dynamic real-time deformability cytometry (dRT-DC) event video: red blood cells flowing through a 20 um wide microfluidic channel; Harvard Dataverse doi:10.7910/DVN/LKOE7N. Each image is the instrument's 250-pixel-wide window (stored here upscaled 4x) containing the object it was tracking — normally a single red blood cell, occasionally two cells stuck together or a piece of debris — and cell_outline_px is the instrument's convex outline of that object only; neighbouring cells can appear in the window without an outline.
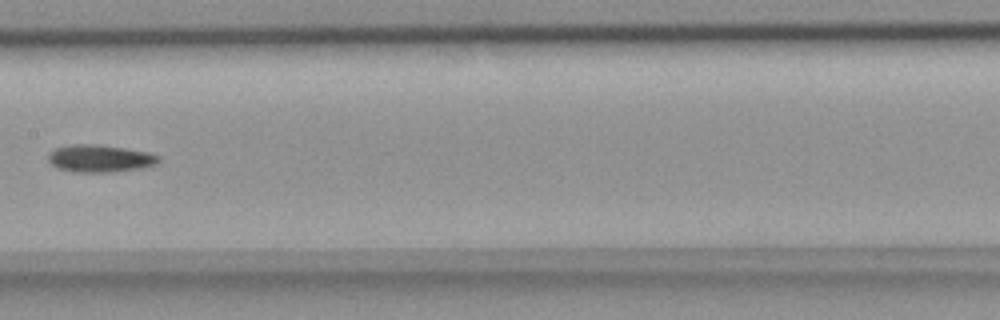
{"species": "common noctule bat (a hibernating species)", "species_latin": "Nyctalus noctula", "temperature_condition": "room temperature", "stored_images_in_passage": 8, "camera_frame_rate_fps": 3000, "um_per_image_px": 0.085, "animal": {"sex": "female", "body_mass_g": 18.4}, "frame": {"image": 1, "passage_image": 7, "time_ms": 2.0, "image_size_px": [1000, 320], "cell_outline_px": [[160, 160], [156, 164], [140, 168], [112, 172], [80, 172], [60, 168], [52, 164], [48, 160], [48, 156], [56, 148], [76, 144], [92, 144], [124, 148], [148, 152], [160, 156]], "centroid_in_image_um": [8.54, 13.47], "position_along_channel_um": 198.9, "area_um2": 17.22}}
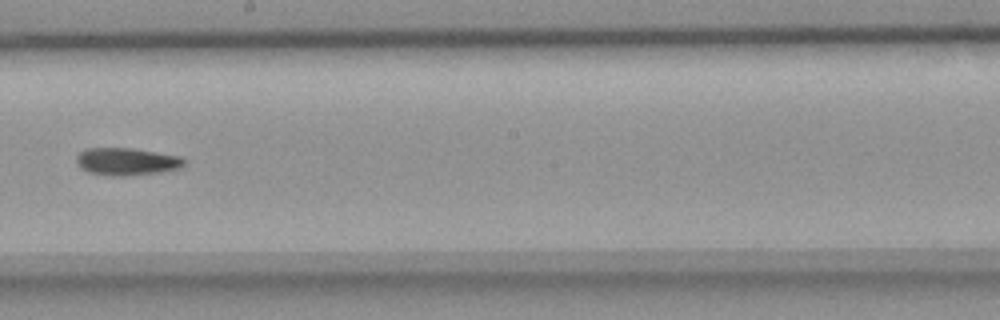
{"frame": {"image": 2, "passage_image": 8, "time_ms": 2.333, "image_size_px": [1000, 320], "cell_outline_px": [[184, 164], [180, 168], [160, 172], [124, 176], [112, 176], [88, 172], [80, 168], [76, 160], [76, 156], [80, 152], [88, 148], [132, 148], [180, 156], [184, 160]], "centroid_in_image_um": [10.74, 13.73], "position_along_channel_um": 237.5, "area_um2": 17.17}}